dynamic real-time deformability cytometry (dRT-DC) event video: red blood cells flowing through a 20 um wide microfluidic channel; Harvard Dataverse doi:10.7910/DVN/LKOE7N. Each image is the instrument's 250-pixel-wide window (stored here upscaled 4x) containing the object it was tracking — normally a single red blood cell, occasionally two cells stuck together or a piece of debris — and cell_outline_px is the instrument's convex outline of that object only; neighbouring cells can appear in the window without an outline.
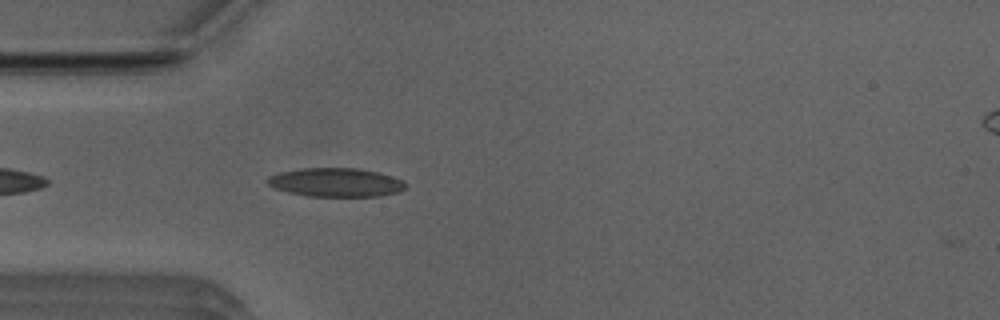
{"species": "Egyptian fruit bat (a non-hibernating species)", "species_latin": "Rousettus aegyptiacus", "temperature_condition": "room temperature", "stored_images_in_passage": 40, "camera_frame_rate_fps": 3000, "um_per_image_px": 0.085, "animal": {"sex": "male"}, "frame": {"image": 1, "passage_image": 3, "time_ms": 0.667, "image_size_px": [1000, 320], "cell_outline_px": [[408, 184], [400, 192], [380, 196], [308, 196], [288, 192], [272, 188], [264, 180], [268, 176], [280, 172], [300, 168], [360, 168], [380, 172], [392, 176]], "centroid_in_image_um": [28.53, 15.5], "position_along_channel_um": 56.5, "area_um2": 23.41}}
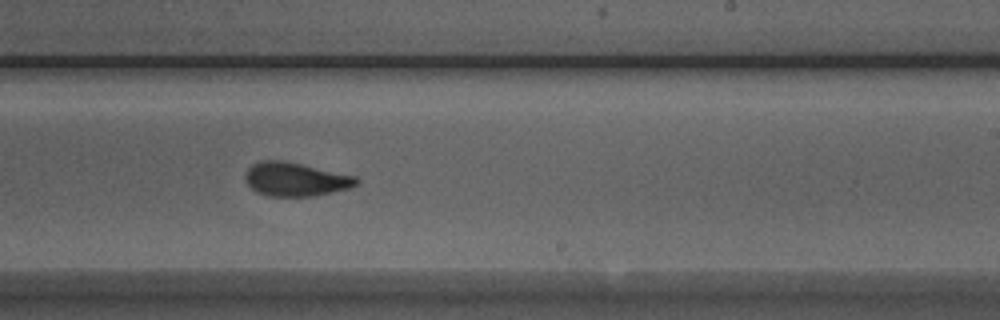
{"frame": {"image": 2, "passage_image": 19, "time_ms": 6.0, "image_size_px": [1000, 320], "cell_outline_px": [[360, 184], [348, 188], [332, 192], [312, 196], [268, 196], [256, 192], [244, 180], [244, 176], [248, 168], [252, 164], [260, 160], [284, 160], [356, 176], [360, 180]], "centroid_in_image_um": [25.11, 15.23], "position_along_channel_um": 263.9, "area_um2": 21.96}}
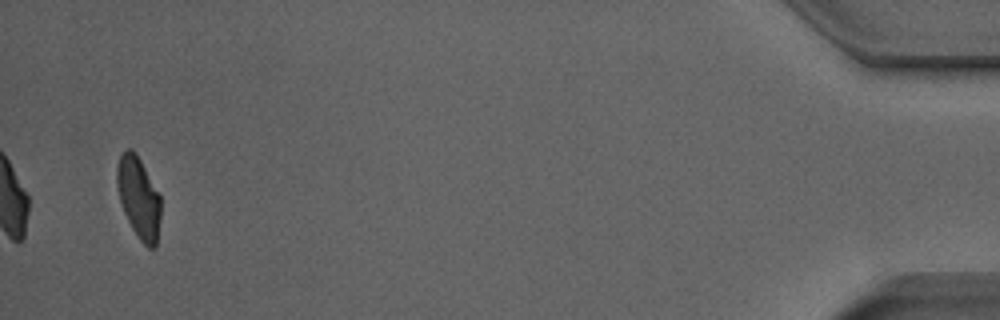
{"frame": {"image": 3, "passage_image": 38, "time_ms": 12.333, "image_size_px": [1000, 320], "cell_outline_px": [[160, 216], [156, 248], [148, 248], [140, 240], [132, 228], [124, 212], [120, 200], [116, 184], [116, 168], [120, 156], [128, 148], [132, 148], [140, 160], [160, 196]], "centroid_in_image_um": [11.78, 16.82], "position_along_channel_um": 423.4, "area_um2": 20.52}, "authors_computed_cell_mechanics": {"area_um2": 21.9062, "velocity_mm_per_s": 3.9486, "shape_relaxation_time_tau1_ms": 4.8756, "shape_relaxation_time_tau2_ms": 1.5348, "deformation_change_tau1": 0.1597, "deformation_change_tau2": 0.0756}}